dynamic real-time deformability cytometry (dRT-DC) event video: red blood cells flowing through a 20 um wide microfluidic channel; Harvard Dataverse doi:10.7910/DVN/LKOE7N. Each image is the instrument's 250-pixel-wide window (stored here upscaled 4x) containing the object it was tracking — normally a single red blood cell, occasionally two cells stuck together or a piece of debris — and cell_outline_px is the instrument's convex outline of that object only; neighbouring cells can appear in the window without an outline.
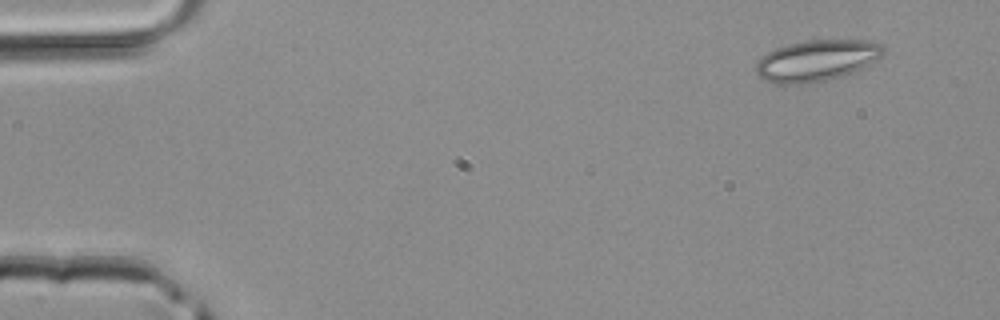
{"species": "common noctule bat (a hibernating species)", "species_latin": "Nyctalus noctula", "temperature_condition": "room temperature", "stored_images_in_passage": 4, "camera_frame_rate_fps": 3000, "um_per_image_px": 0.085, "animal": {"sex": "male", "body_mass_g": 20.4}, "frame": {"image": 1, "passage_image": 1, "time_ms": 0.0, "image_size_px": [1000, 320], "cell_outline_px": [[884, 56], [852, 72], [840, 76], [824, 80], [800, 84], [776, 84], [764, 80], [756, 72], [756, 60], [768, 52], [776, 48], [788, 44], [808, 40], [872, 40], [880, 44], [884, 48]], "centroid_in_image_um": [69.4, 5.13], "position_along_channel_um": 15.6, "area_um2": 30.46}}